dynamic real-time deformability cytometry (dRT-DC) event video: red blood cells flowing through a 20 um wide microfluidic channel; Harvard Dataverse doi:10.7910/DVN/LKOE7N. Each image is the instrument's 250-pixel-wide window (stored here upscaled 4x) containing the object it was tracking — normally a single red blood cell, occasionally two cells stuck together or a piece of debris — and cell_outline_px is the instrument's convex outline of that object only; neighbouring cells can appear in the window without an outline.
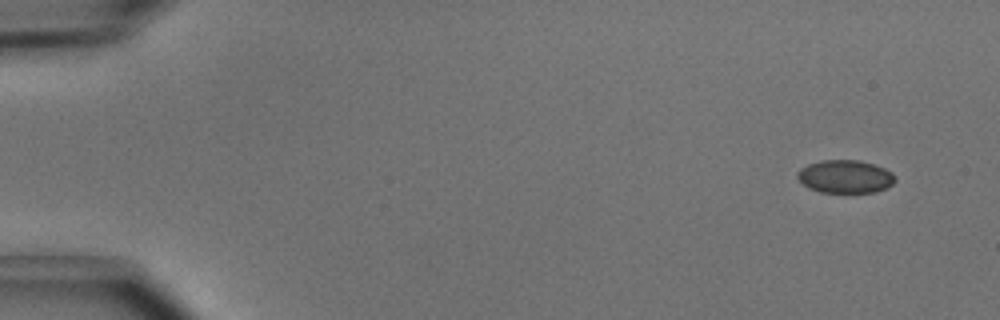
{"species": "common noctule bat (a hibernating species)", "species_latin": "Nyctalus noctula", "temperature_condition": "cold", "stored_images_in_passage": 6, "camera_frame_rate_fps": 3000, "um_per_image_px": 0.085, "animal": {"sex": "male", "body_mass_g": 15.6}, "frame": {"image": 1, "passage_image": 1, "time_ms": 0.0, "image_size_px": [1000, 320], "cell_outline_px": [[896, 180], [892, 184], [876, 192], [820, 192], [808, 188], [796, 176], [796, 172], [800, 168], [808, 164], [824, 160], [860, 160], [884, 168], [892, 172], [896, 176]], "centroid_in_image_um": [71.84, 15.0], "position_along_channel_um": 13.2, "area_um2": 18.79}}
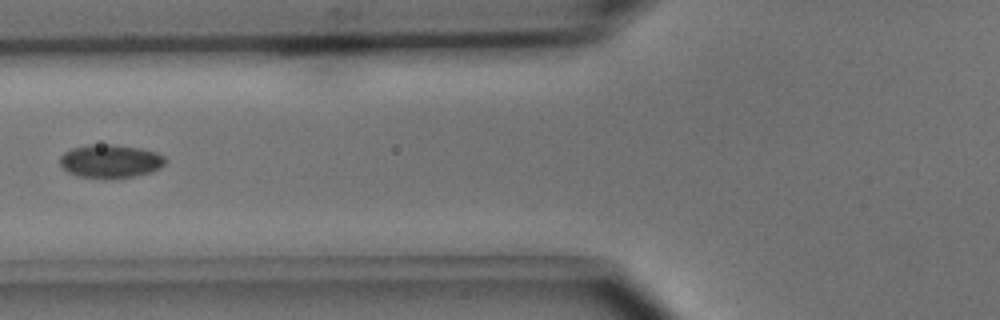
{"frame": {"image": 2, "passage_image": 5, "time_ms": 1.333, "image_size_px": [1000, 320], "cell_outline_px": [[164, 164], [160, 168], [148, 172], [132, 176], [76, 176], [68, 172], [60, 164], [60, 156], [64, 152], [72, 148], [88, 144], [112, 144], [140, 148], [156, 152], [164, 156]], "centroid_in_image_um": [9.35, 13.65], "position_along_channel_um": 116.4, "area_um2": 19.88}}
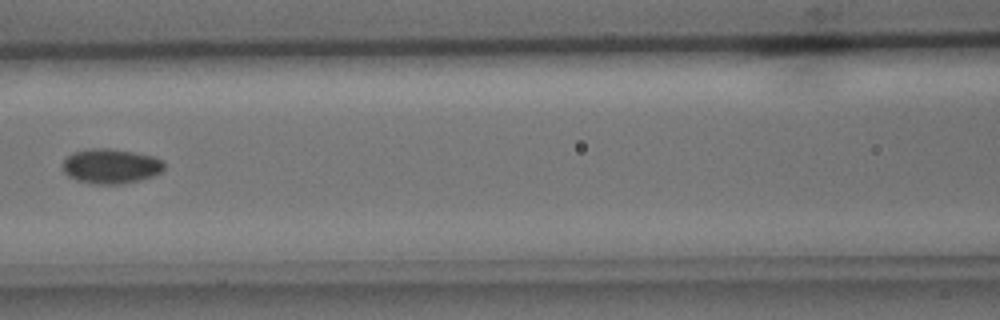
{"frame": {"image": 3, "passage_image": 6, "time_ms": 1.667, "image_size_px": [1000, 320], "cell_outline_px": [[164, 168], [160, 172], [152, 176], [140, 180], [124, 184], [92, 184], [76, 180], [68, 176], [64, 172], [64, 160], [72, 152], [88, 148], [112, 148], [156, 156], [164, 160]], "centroid_in_image_um": [9.44, 14.11], "position_along_channel_um": 157.2, "area_um2": 20.87}}